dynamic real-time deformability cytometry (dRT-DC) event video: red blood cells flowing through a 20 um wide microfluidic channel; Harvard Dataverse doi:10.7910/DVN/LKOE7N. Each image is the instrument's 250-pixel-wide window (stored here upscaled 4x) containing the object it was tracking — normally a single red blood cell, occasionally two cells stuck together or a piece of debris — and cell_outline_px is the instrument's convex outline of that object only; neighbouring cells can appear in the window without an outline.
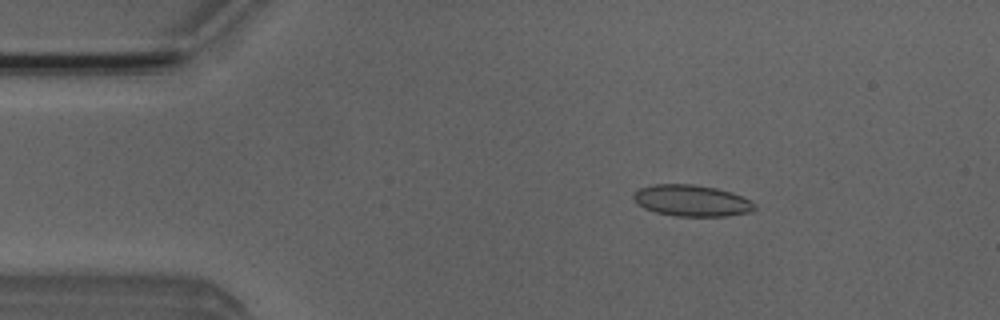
{"species": "Egyptian fruit bat (a non-hibernating species)", "species_latin": "Rousettus aegyptiacus", "temperature_condition": "room temperature", "stored_images_in_passage": 5, "camera_frame_rate_fps": 3000, "um_per_image_px": 0.085, "animal": {"sex": "male"}, "frame": {"image": 1, "passage_image": 3, "time_ms": 2.333, "image_size_px": [1000, 320], "cell_outline_px": [[756, 208], [752, 212], [728, 216], [676, 216], [656, 212], [644, 208], [636, 204], [632, 196], [640, 188], [652, 184], [692, 184], [716, 188], [732, 192], [756, 204]], "centroid_in_image_um": [58.79, 17.06], "position_along_channel_um": 26.2, "area_um2": 22.2}}
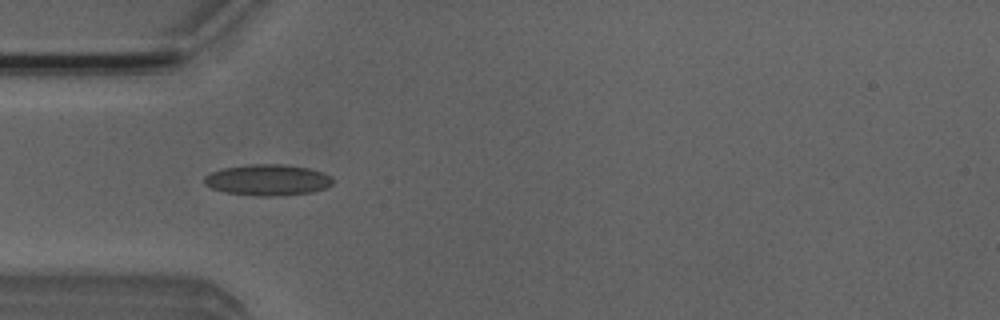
{"frame": {"image": 2, "passage_image": 5, "time_ms": 4.667, "image_size_px": [1000, 320], "cell_outline_px": [[332, 184], [328, 188], [312, 192], [284, 196], [256, 196], [224, 192], [212, 188], [204, 184], [204, 176], [212, 172], [224, 168], [248, 164], [280, 164], [308, 168], [324, 172], [332, 176]], "centroid_in_image_um": [22.78, 15.31], "position_along_channel_um": 62.2, "area_um2": 23.52}}